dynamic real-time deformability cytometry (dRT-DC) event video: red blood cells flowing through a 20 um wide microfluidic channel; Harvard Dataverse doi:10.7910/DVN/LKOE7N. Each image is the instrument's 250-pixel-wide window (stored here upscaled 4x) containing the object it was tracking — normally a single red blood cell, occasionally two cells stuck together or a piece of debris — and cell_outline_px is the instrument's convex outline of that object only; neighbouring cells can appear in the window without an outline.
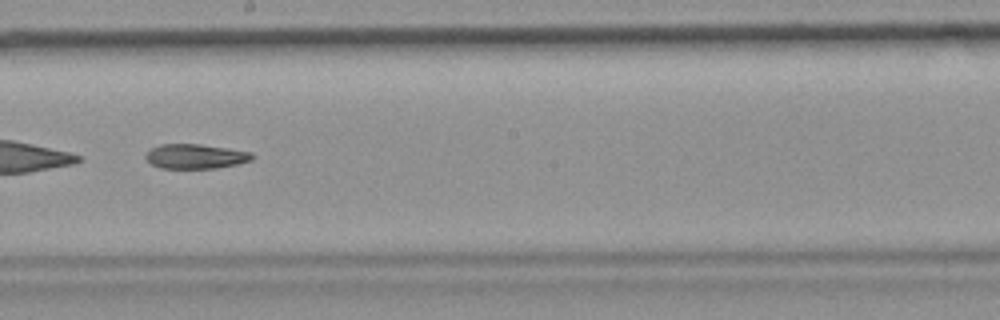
{"species": "common noctule bat (a hibernating species)", "species_latin": "Nyctalus noctula", "temperature_condition": "room temperature", "stored_images_in_passage": 30, "camera_frame_rate_fps": 3000, "um_per_image_px": 0.085, "animal": {"sex": "female", "body_mass_g": 19.9}, "frame": {"image": 1, "passage_image": 13, "time_ms": 4.0, "image_size_px": [1000, 320], "cell_outline_px": [[252, 160], [236, 164], [216, 168], [160, 168], [152, 164], [144, 156], [152, 148], [160, 144], [200, 144], [228, 148], [252, 152]], "centroid_in_image_um": [16.62, 13.28], "position_along_channel_um": 231.6, "area_um2": 15.14}}